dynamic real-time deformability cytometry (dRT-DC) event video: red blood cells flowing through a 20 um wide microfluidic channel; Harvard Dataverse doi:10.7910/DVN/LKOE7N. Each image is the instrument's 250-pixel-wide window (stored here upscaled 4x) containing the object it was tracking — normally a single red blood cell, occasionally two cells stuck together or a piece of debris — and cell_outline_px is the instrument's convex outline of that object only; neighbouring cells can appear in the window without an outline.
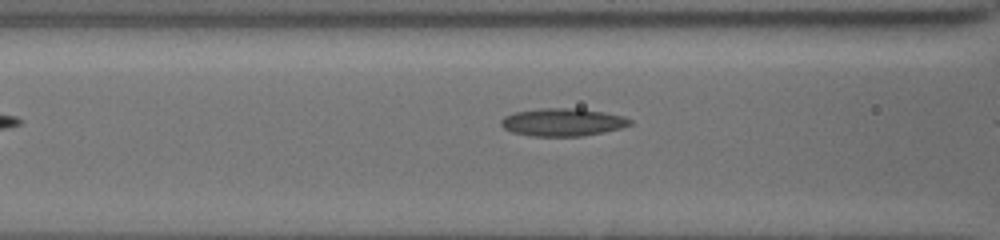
{"species": "common noctule bat (a hibernating species)", "species_latin": "Nyctalus noctula", "temperature_condition": "cold", "stored_images_in_passage": 7, "camera_frame_rate_fps": 3000, "um_per_image_px": 0.085, "animal": {"sex": "female", "body_mass_g": 19.5, "forearm_length_mm": 54.1}, "frame": {"image": 1, "passage_image": 5, "time_ms": 1.333, "image_size_px": [1000, 240], "cell_outline_px": [[632, 124], [620, 128], [580, 136], [532, 136], [512, 132], [504, 128], [500, 124], [500, 120], [504, 116], [516, 112], [540, 108], [580, 108], [604, 112], [624, 116], [632, 120]], "centroid_in_image_um": [47.81, 10.37], "position_along_channel_um": 118.8, "area_um2": 20.81}}